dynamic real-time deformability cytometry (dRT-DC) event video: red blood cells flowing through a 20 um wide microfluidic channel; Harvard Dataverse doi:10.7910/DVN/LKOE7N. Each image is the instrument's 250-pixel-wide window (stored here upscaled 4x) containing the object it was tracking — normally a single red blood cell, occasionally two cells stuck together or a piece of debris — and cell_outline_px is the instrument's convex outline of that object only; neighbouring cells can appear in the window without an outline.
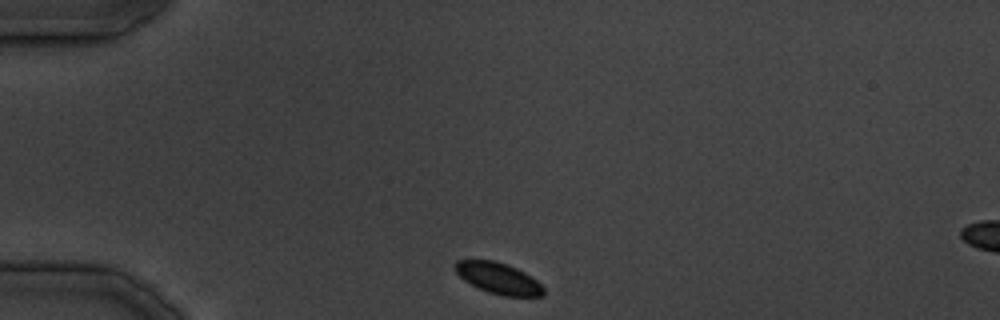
{"species": "common noctule bat (a hibernating species)", "species_latin": "Nyctalus noctula", "temperature_condition": "cold", "stored_images_in_passage": 4, "camera_frame_rate_fps": 3000, "um_per_image_px": 0.085, "animal": {"sex": "male", "body_mass_g": 19.5, "forearm_length_mm": 54.6}, "frame": {"image": 1, "passage_image": 1, "time_ms": 0.0, "image_size_px": [1000, 320], "cell_outline_px": [[544, 296], [504, 296], [488, 292], [464, 280], [452, 268], [456, 260], [496, 260], [516, 268], [524, 272], [536, 280], [544, 288]], "centroid_in_image_um": [42.34, 23.64], "position_along_channel_um": 42.7, "area_um2": 16.01}}